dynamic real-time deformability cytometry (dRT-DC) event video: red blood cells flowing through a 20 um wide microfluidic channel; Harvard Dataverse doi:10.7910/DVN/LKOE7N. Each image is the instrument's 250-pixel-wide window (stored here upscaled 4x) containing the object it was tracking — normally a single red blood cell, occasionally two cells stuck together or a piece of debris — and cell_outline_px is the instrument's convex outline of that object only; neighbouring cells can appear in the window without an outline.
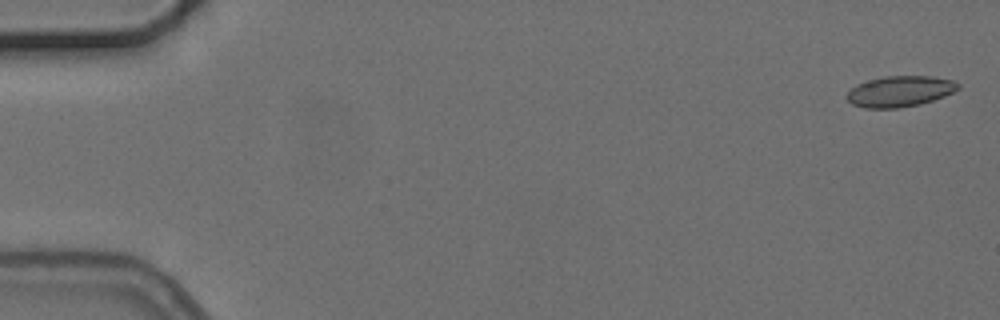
{"species": "common noctule bat (a hibernating species)", "species_latin": "Nyctalus noctula", "temperature_condition": "cold", "stored_images_in_passage": 6, "camera_frame_rate_fps": 3000, "um_per_image_px": 0.085, "animal": {"sex": "female", "body_mass_g": 24.6, "forearm_length_mm": 56.2}, "frame": {"image": 1, "passage_image": 1, "time_ms": 0.0, "image_size_px": [1000, 320], "cell_outline_px": [[960, 88], [944, 96], [920, 104], [896, 108], [864, 108], [852, 104], [848, 100], [848, 92], [856, 84], [868, 80], [884, 76], [932, 76], [952, 80], [960, 84]], "centroid_in_image_um": [76.49, 7.76], "position_along_channel_um": 8.5, "area_um2": 19.88}}